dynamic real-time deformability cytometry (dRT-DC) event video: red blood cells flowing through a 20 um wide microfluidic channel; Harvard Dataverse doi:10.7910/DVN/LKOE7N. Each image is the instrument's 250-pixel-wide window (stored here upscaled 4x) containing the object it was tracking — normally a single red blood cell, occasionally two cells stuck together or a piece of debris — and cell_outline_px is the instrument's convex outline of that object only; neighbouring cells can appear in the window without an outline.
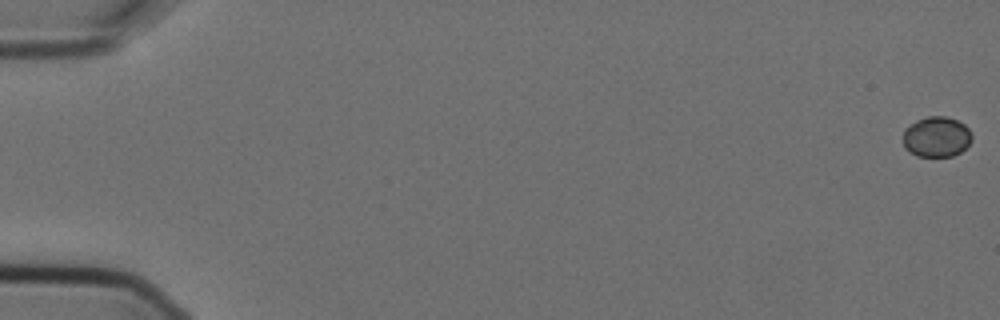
{"species": "Egyptian fruit bat (a non-hibernating species)", "species_latin": "Rousettus aegyptiacus", "temperature_condition": "cold", "stored_images_in_passage": 3, "camera_frame_rate_fps": 3000, "um_per_image_px": 0.085, "animal": {"sex": "female"}, "frame": {"image": 1, "passage_image": 1, "time_ms": 0.0, "image_size_px": [1000, 320], "cell_outline_px": [[972, 140], [960, 152], [952, 156], [916, 156], [908, 152], [904, 148], [904, 128], [916, 120], [928, 116], [944, 116], [956, 120], [964, 124], [968, 128], [972, 136]], "centroid_in_image_um": [79.58, 11.63], "position_along_channel_um": 5.4, "area_um2": 16.24}}